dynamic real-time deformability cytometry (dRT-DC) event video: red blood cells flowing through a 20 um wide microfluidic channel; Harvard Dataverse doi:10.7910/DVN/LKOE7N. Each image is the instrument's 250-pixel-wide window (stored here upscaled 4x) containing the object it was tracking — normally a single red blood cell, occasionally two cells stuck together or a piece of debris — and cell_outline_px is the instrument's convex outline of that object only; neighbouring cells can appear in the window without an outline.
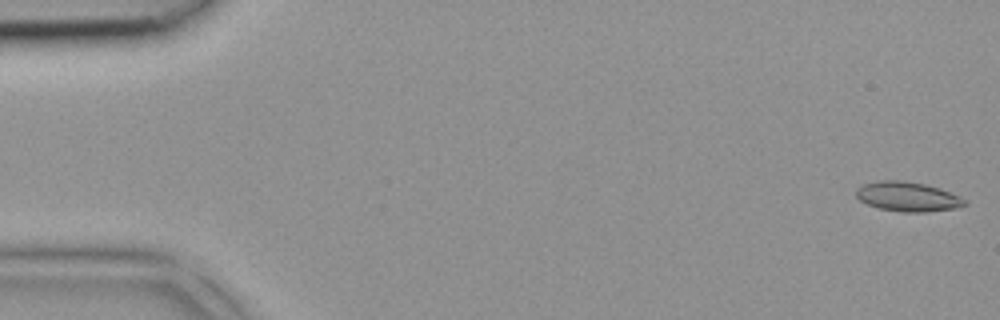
{"species": "common noctule bat (a hibernating species)", "species_latin": "Nyctalus noctula", "temperature_condition": "room temperature", "stored_images_in_passage": 43, "camera_frame_rate_fps": 3000, "um_per_image_px": 0.085, "animal": {"sex": "female", "body_mass_g": 18.4}, "frame": {"image": 1, "passage_image": 1, "time_ms": 0.0, "image_size_px": [1000, 320], "cell_outline_px": [[968, 204], [952, 208], [924, 212], [900, 212], [880, 208], [868, 204], [860, 200], [856, 196], [856, 188], [864, 184], [876, 180], [900, 180], [924, 184], [940, 188], [960, 196], [968, 200]], "centroid_in_image_um": [77.15, 16.7], "position_along_channel_um": 7.8, "area_um2": 18.67}}
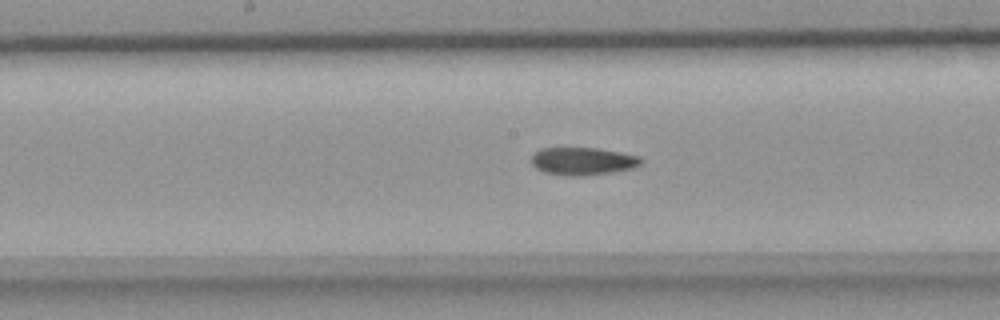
{"frame": {"image": 2, "passage_image": 22, "time_ms": 7.0, "image_size_px": [1000, 320], "cell_outline_px": [[644, 160], [640, 164], [632, 168], [612, 172], [576, 176], [572, 176], [544, 172], [536, 168], [532, 164], [532, 156], [540, 148], [600, 148], [640, 156]], "centroid_in_image_um": [49.55, 13.69], "position_along_channel_um": 198.6, "area_um2": 17.57}}
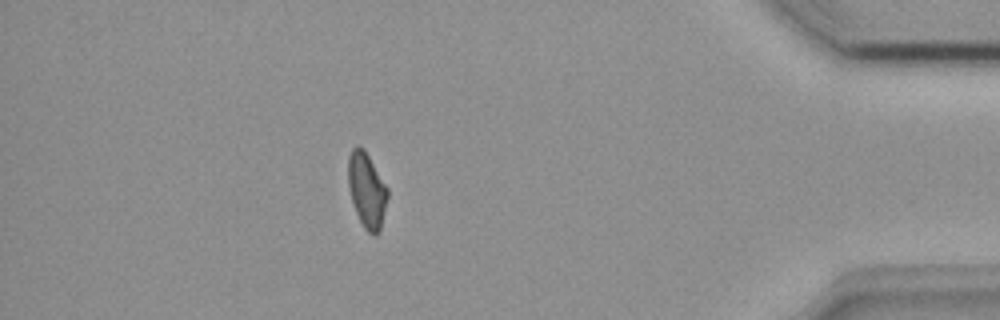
{"frame": {"image": 3, "passage_image": 38, "time_ms": 12.333, "image_size_px": [1000, 320], "cell_outline_px": [[388, 196], [380, 232], [376, 236], [372, 236], [364, 228], [356, 212], [352, 200], [348, 184], [348, 156], [352, 148], [356, 144], [360, 144], [364, 148], [388, 188]], "centroid_in_image_um": [31.18, 16.15], "position_along_channel_um": 404.0, "area_um2": 17.46}}